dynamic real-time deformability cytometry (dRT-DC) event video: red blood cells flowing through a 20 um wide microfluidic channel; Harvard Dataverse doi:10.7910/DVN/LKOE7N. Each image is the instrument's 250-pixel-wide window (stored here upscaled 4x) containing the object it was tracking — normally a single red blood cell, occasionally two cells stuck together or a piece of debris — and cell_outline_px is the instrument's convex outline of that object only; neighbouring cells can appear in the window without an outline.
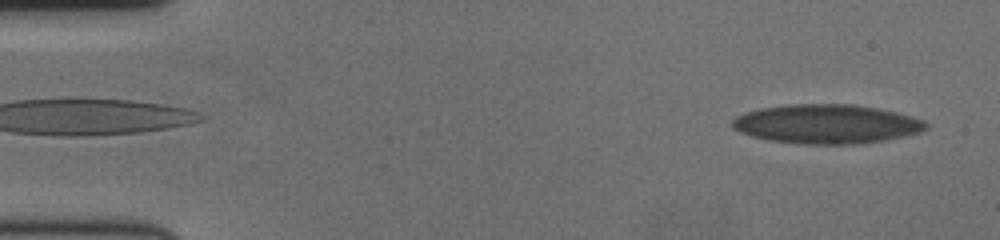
{"species": "human", "species_latin": "Homo sapiens", "temperature_condition": "cold", "stored_images_in_passage": 57, "camera_frame_rate_fps": 3000, "um_per_image_px": 0.085, "donor": {"sex": "female"}, "frame": {"image": 1, "passage_image": 2, "time_ms": 0.333, "image_size_px": [1000, 240], "cell_outline_px": [[928, 128], [920, 132], [880, 140], [856, 144], [804, 144], [768, 140], [752, 136], [732, 128], [732, 120], [736, 116], [760, 108], [796, 104], [848, 104], [876, 108], [912, 116], [924, 120], [928, 124]], "centroid_in_image_um": [70.25, 10.54], "position_along_channel_um": 14.8, "area_um2": 43.7}}
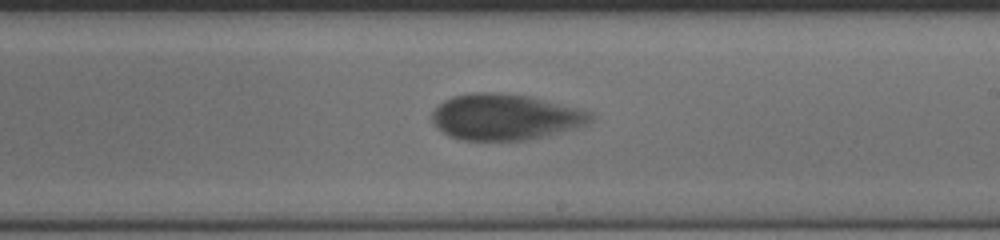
{"frame": {"image": 2, "passage_image": 33, "time_ms": 10.667, "image_size_px": [1000, 240], "cell_outline_px": [[592, 116], [588, 120], [580, 124], [568, 128], [540, 136], [524, 140], [460, 140], [448, 136], [436, 128], [432, 120], [432, 112], [444, 100], [452, 96], [472, 92], [492, 92], [528, 96], [592, 112]], "centroid_in_image_um": [42.78, 9.93], "position_along_channel_um": 246.2, "area_um2": 41.5}}
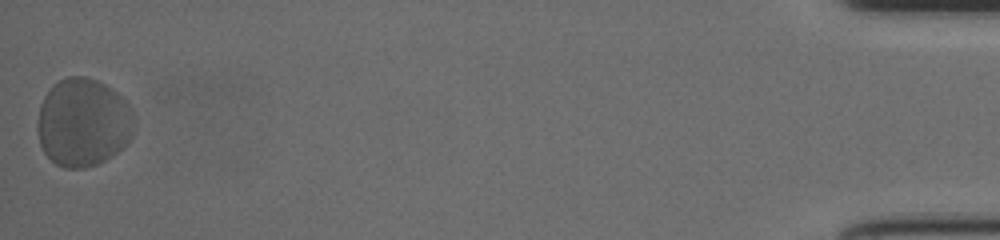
{"frame": {"image": 3, "passage_image": 57, "time_ms": 18.667, "image_size_px": [1000, 240], "cell_outline_px": [[132, 136], [112, 156], [96, 164], [84, 168], [64, 168], [56, 164], [44, 152], [40, 144], [36, 128], [36, 124], [40, 104], [44, 96], [52, 84], [68, 76], [84, 76], [96, 80], [112, 88], [128, 104], [132, 112]], "centroid_in_image_um": [7.01, 10.4], "position_along_channel_um": 428.2, "area_um2": 49.65}, "authors_computed_cell_mechanics": {"area_um2": 43.2344, "velocity_mm_per_s": 3.4635, "shape_relaxation_time_tau1_ms": 3.6967, "shape_relaxation_time_tau2_ms": null, "deformation_change_tau1": 0.1479, "deformation_change_tau2": null}}